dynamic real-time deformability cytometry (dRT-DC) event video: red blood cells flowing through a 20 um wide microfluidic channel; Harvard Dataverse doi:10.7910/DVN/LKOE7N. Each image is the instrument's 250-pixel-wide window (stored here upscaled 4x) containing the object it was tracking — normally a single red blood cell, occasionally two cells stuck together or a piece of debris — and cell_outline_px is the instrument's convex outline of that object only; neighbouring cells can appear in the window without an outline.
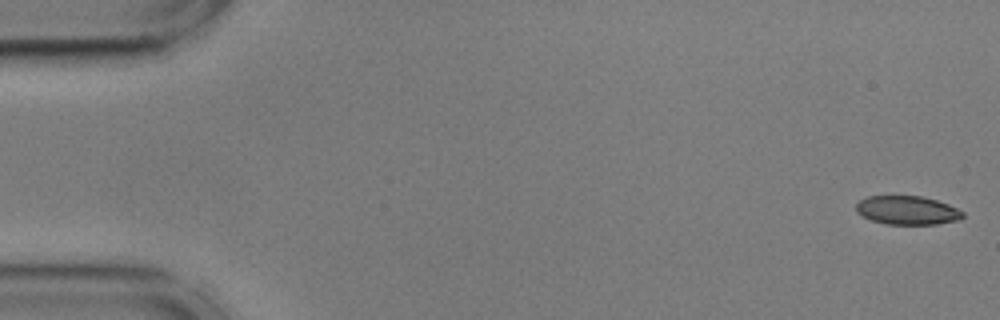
{"species": "common noctule bat (a hibernating species)", "species_latin": "Nyctalus noctula", "temperature_condition": "cold", "stored_images_in_passage": 15, "camera_frame_rate_fps": 3000, "um_per_image_px": 0.085, "animal": {"sex": "male", "body_mass_g": 17.9, "forearm_length_mm": 54.2}, "frame": {"image": 1, "passage_image": 1, "time_ms": 0.0, "image_size_px": [1000, 320], "cell_outline_px": [[964, 216], [960, 220], [936, 224], [884, 224], [872, 220], [856, 212], [856, 204], [860, 200], [868, 196], [920, 196], [936, 200], [948, 204], [964, 212]], "centroid_in_image_um": [77.13, 17.88], "position_along_channel_um": 7.9, "area_um2": 17.8}}